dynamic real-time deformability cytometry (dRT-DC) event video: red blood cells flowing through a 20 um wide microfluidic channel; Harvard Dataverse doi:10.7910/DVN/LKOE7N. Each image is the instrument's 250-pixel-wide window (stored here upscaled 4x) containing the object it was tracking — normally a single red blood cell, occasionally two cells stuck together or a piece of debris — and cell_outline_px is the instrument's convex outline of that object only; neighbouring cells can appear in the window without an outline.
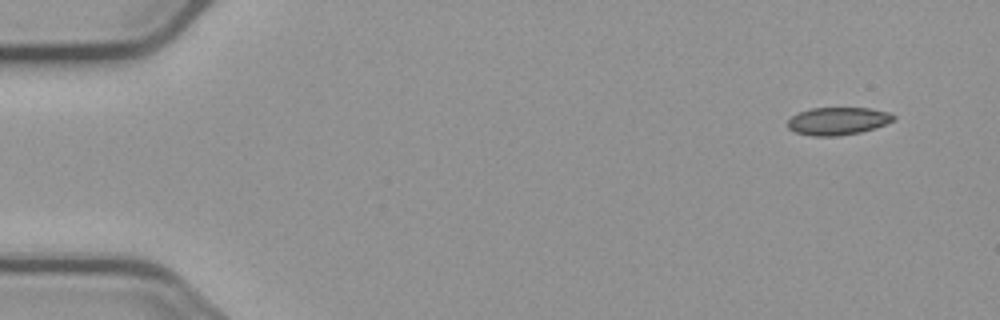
{"species": "common noctule bat (a hibernating species)", "species_latin": "Nyctalus noctula", "temperature_condition": "cold", "stored_images_in_passage": 4, "camera_frame_rate_fps": 3000, "um_per_image_px": 0.085, "animal": {"sex": "male", "body_mass_g": 23.1, "forearm_length_mm": 52.7}, "frame": {"image": 1, "passage_image": 1, "time_ms": 0.0, "image_size_px": [1000, 320], "cell_outline_px": [[896, 120], [876, 128], [860, 132], [836, 136], [812, 136], [796, 132], [788, 128], [788, 120], [792, 116], [800, 112], [812, 108], [868, 108], [888, 112], [896, 116]], "centroid_in_image_um": [71.25, 10.29], "position_along_channel_um": 13.8, "area_um2": 17.05}}
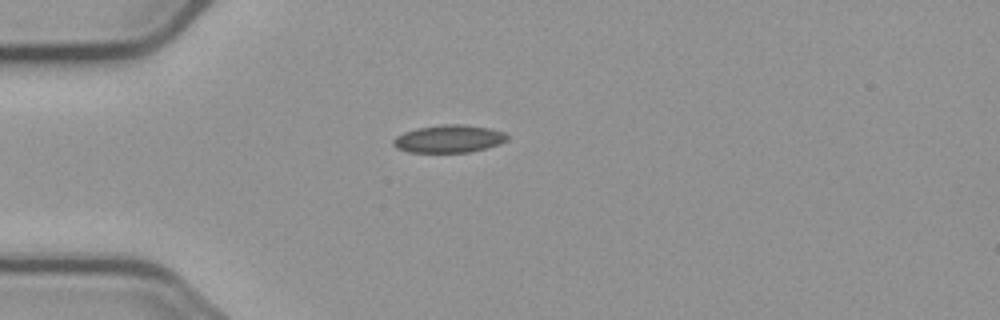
{"frame": {"image": 2, "passage_image": 4, "time_ms": 3.667, "image_size_px": [1000, 320], "cell_outline_px": [[508, 140], [500, 144], [468, 152], [408, 152], [396, 148], [392, 144], [392, 140], [396, 136], [404, 132], [416, 128], [444, 124], [464, 124], [488, 128], [504, 132], [508, 136]], "centroid_in_image_um": [38.13, 11.79], "position_along_channel_um": 46.9, "area_um2": 18.38}}